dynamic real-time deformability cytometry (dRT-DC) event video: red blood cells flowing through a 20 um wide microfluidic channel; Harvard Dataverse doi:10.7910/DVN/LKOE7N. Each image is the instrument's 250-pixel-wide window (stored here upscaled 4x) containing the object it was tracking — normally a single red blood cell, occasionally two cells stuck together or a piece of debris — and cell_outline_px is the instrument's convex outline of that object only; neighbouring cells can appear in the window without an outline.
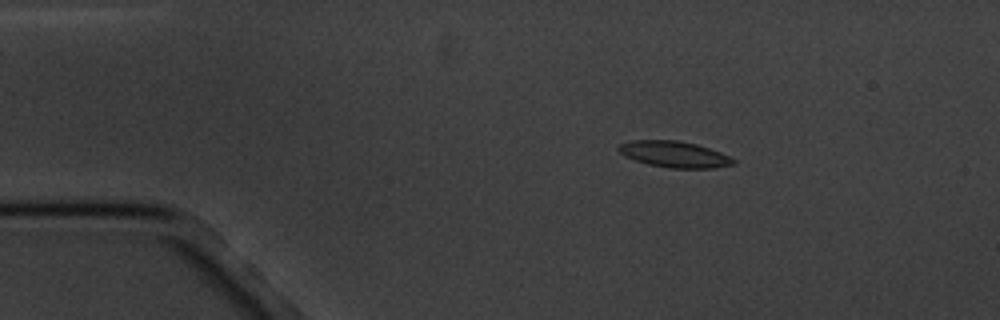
{"species": "common noctule bat (a hibernating species)", "species_latin": "Nyctalus noctula", "temperature_condition": "cold", "stored_images_in_passage": 5, "camera_frame_rate_fps": 3000, "um_per_image_px": 0.085, "animal": {"sex": "male", "body_mass_g": 20.1, "forearm_length_mm": 53.5}, "frame": {"image": 1, "passage_image": 2, "time_ms": 1.333, "image_size_px": [1000, 320], "cell_outline_px": [[736, 164], [712, 168], [668, 168], [648, 164], [624, 156], [616, 148], [620, 144], [632, 140], [676, 140], [696, 144], [720, 152], [736, 160]], "centroid_in_image_um": [57.31, 13.11], "position_along_channel_um": 27.7, "area_um2": 17.46}}